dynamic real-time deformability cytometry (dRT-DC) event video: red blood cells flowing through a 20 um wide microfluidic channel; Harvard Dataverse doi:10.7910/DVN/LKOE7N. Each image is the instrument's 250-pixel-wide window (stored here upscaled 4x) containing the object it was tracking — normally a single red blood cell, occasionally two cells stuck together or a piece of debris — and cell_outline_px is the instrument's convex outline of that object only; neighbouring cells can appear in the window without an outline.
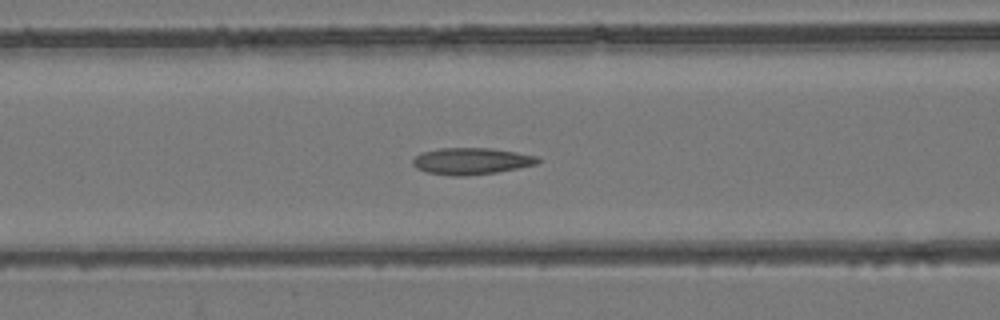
{"species": "common noctule bat (a hibernating species)", "species_latin": "Nyctalus noctula", "temperature_condition": "room temperature", "stored_images_in_passage": 45, "camera_frame_rate_fps": 3000, "um_per_image_px": 0.085, "animal": {"sex": "female", "body_mass_g": 24.6, "forearm_length_mm": 56.2}, "frame": {"image": 1, "passage_image": 14, "time_ms": 4.333, "image_size_px": [1000, 320], "cell_outline_px": [[544, 160], [536, 164], [496, 172], [464, 176], [452, 176], [428, 172], [416, 168], [412, 164], [412, 160], [420, 152], [440, 148], [492, 148], [540, 156]], "centroid_in_image_um": [40.09, 13.68], "position_along_channel_um": 126.5, "area_um2": 19.54}}
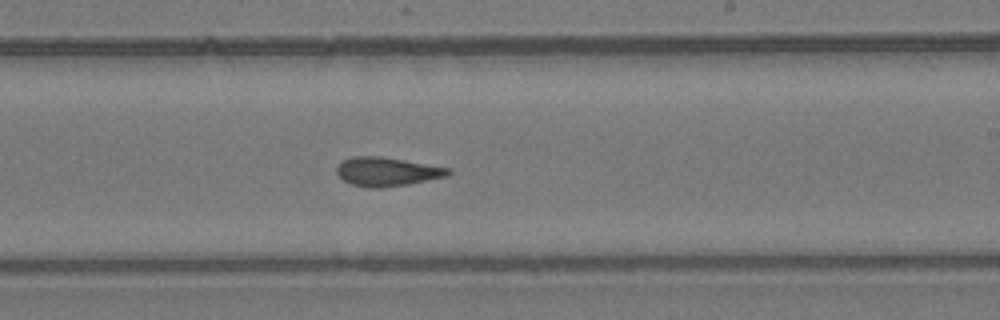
{"frame": {"image": 2, "passage_image": 24, "time_ms": 7.667, "image_size_px": [1000, 320], "cell_outline_px": [[452, 172], [448, 176], [408, 184], [380, 188], [368, 188], [352, 184], [344, 180], [336, 172], [336, 168], [344, 160], [352, 156], [380, 156], [452, 168]], "centroid_in_image_um": [32.93, 14.59], "position_along_channel_um": 256.1, "area_um2": 18.73}}
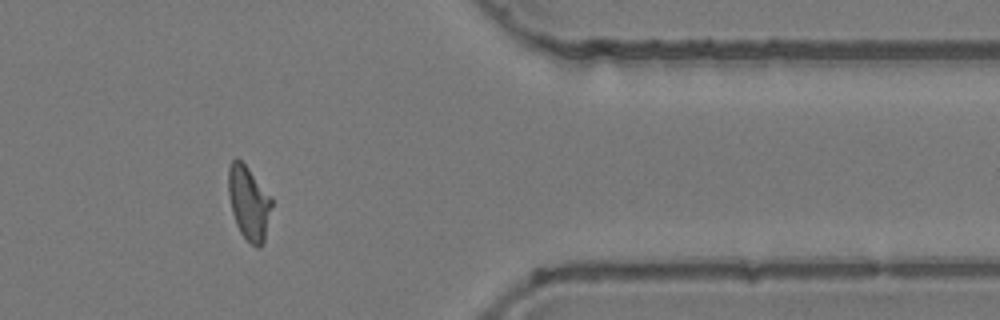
{"frame": {"image": 3, "passage_image": 36, "time_ms": 11.667, "image_size_px": [1000, 320], "cell_outline_px": [[272, 204], [264, 244], [260, 248], [256, 248], [240, 232], [236, 224], [232, 212], [228, 192], [228, 168], [232, 160], [236, 156], [248, 168], [272, 196]], "centroid_in_image_um": [21.15, 17.24], "position_along_channel_um": 390.2, "area_um2": 18.79}, "authors_computed_cell_mechanics": {"area_um2": 18.7272, "velocity_mm_per_s": 3.8911, "shape_relaxation_time_tau1_ms": null, "shape_relaxation_time_tau2_ms": 2.9018, "deformation_change_tau1": null, "deformation_change_tau2": 0.1099}}